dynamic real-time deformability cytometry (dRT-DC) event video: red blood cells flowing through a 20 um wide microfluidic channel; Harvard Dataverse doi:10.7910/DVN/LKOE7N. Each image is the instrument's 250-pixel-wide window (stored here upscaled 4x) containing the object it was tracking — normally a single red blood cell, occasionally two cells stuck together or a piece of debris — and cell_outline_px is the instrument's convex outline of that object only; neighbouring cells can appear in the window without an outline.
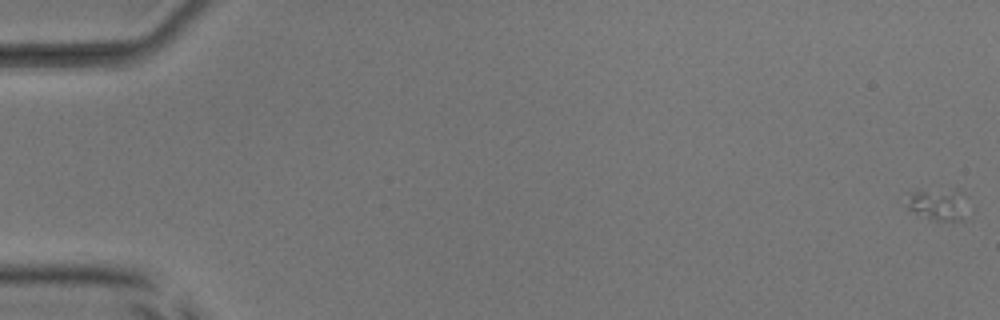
{"species": "common noctule bat (a hibernating species)", "species_latin": "Nyctalus noctula", "temperature_condition": "room temperature", "stored_images_in_passage": 54, "segment_of_instrument_passage": [1, 2], "camera_frame_rate_fps": 3000, "um_per_image_px": 0.085, "animal": {"sex": "male", "body_mass_g": 17.9, "forearm_length_mm": 54.2}, "frame": {"image": 1, "passage_image": 1, "time_ms": 0.0, "image_size_px": [1000, 320], "cell_outline_px": [[964, 220], [936, 220], [916, 212], [908, 208], [908, 192], [956, 188], [964, 192]], "centroid_in_image_um": [79.77, 17.32], "position_along_channel_um": 5.2, "area_um2": 10.98}}